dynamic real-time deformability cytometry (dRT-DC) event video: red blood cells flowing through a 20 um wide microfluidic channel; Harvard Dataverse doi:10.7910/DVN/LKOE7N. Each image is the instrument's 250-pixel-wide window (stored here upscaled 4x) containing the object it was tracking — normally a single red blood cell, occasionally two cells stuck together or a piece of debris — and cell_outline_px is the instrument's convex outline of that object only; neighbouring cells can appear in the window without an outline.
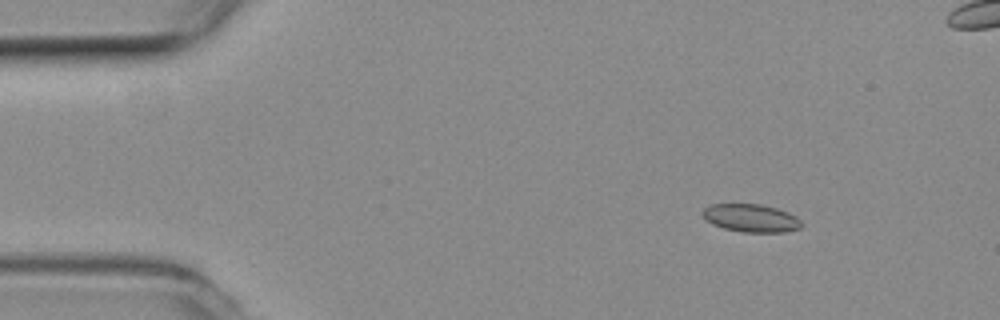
{"species": "common noctule bat (a hibernating species)", "species_latin": "Nyctalus noctula", "temperature_condition": "room temperature", "stored_images_in_passage": 5, "camera_frame_rate_fps": 3000, "um_per_image_px": 0.085, "animal": {"sex": "female", "body_mass_g": 19.3, "forearm_length_mm": 54.1}, "frame": {"image": 1, "passage_image": 2, "time_ms": 0.333, "image_size_px": [1000, 320], "cell_outline_px": [[804, 224], [800, 228], [784, 232], [740, 232], [724, 228], [712, 224], [704, 220], [700, 212], [708, 204], [760, 204], [776, 208], [788, 212], [796, 216]], "centroid_in_image_um": [63.8, 18.53], "position_along_channel_um": 21.2, "area_um2": 16.36}}